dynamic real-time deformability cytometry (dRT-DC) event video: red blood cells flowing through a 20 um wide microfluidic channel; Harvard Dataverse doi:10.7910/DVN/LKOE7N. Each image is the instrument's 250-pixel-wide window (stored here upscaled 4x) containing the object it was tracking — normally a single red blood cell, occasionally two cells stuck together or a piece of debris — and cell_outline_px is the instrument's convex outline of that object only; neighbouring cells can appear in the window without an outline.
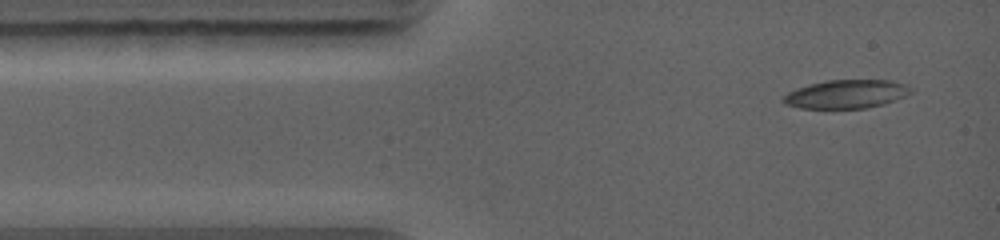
{"species": "common noctule bat (a hibernating species)", "species_latin": "Nyctalus noctula", "temperature_condition": "warm", "stored_images_in_passage": 9, "camera_frame_rate_fps": 5000, "um_per_image_px": 0.085, "animal": {"sex": "female", "body_mass_g": 19.0, "forearm_length_mm": 56.7}, "frame": {"image": 1, "passage_image": 1, "time_ms": 0.0, "image_size_px": [1000, 240], "cell_outline_px": [[912, 92], [904, 96], [884, 104], [864, 108], [800, 108], [784, 104], [780, 100], [780, 96], [796, 88], [808, 84], [828, 80], [892, 80], [904, 84], [912, 88]], "centroid_in_image_um": [71.87, 7.99], "position_along_channel_um": 13.1, "area_um2": 21.33}}
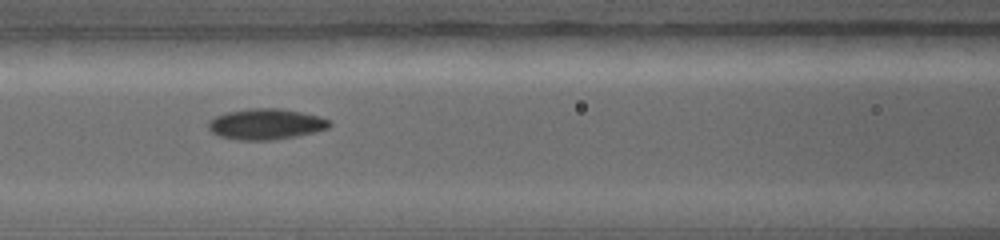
{"frame": {"image": 2, "passage_image": 5, "time_ms": 4.0, "image_size_px": [1000, 240], "cell_outline_px": [[332, 124], [328, 128], [316, 132], [296, 136], [272, 140], [236, 140], [220, 136], [212, 132], [208, 128], [208, 120], [216, 116], [228, 112], [248, 108], [280, 108], [300, 112], [316, 116], [328, 120]], "centroid_in_image_um": [22.57, 10.55], "position_along_channel_um": 144.0, "area_um2": 21.68}}
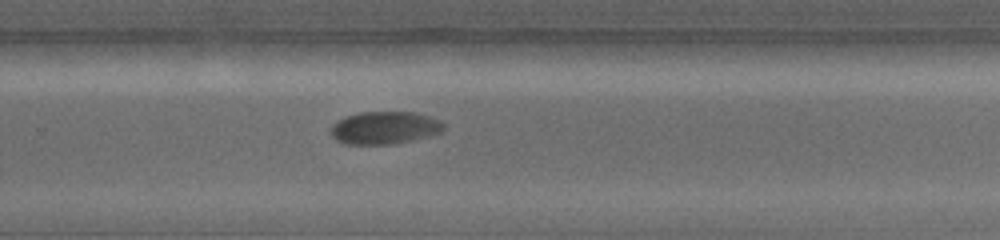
{"frame": {"image": 3, "passage_image": 9, "time_ms": 7.4, "image_size_px": [1000, 240], "cell_outline_px": [[444, 128], [440, 132], [432, 136], [412, 140], [388, 144], [344, 144], [336, 140], [332, 136], [332, 124], [344, 116], [360, 112], [412, 112], [428, 116], [440, 120], [444, 124]], "centroid_in_image_um": [32.69, 10.86], "position_along_channel_um": 297.1, "area_um2": 21.44}}